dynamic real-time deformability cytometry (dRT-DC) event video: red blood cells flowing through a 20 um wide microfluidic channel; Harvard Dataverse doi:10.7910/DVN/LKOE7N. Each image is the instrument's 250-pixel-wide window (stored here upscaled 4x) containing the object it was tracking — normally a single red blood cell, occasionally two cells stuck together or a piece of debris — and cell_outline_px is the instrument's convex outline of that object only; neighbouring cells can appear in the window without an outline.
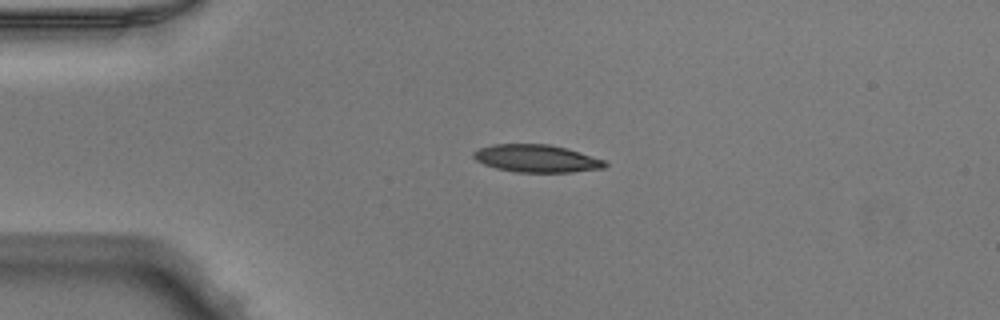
{"species": "Egyptian fruit bat (a non-hibernating species)", "species_latin": "Rousettus aegyptiacus", "temperature_condition": "warm", "stored_images_in_passage": 39, "camera_frame_rate_fps": 3000, "um_per_image_px": 0.085, "animal": {"sex": "male"}, "frame": {"image": 1, "passage_image": 1, "time_ms": 0.0, "image_size_px": [1000, 320], "cell_outline_px": [[608, 164], [604, 168], [572, 172], [516, 172], [496, 168], [484, 164], [476, 160], [472, 156], [472, 152], [480, 148], [492, 144], [548, 144], [568, 148], [604, 160]], "centroid_in_image_um": [45.6, 13.47], "position_along_channel_um": 39.4, "area_um2": 21.15}}
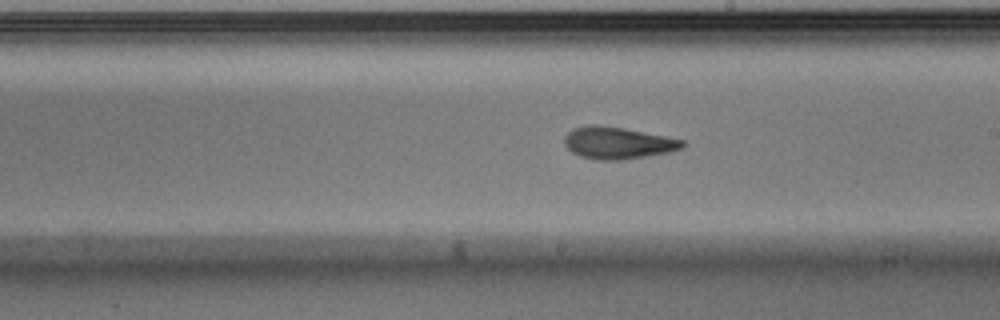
{"frame": {"image": 2, "passage_image": 18, "time_ms": 5.667, "image_size_px": [1000, 320], "cell_outline_px": [[688, 144], [684, 148], [668, 152], [624, 160], [596, 160], [580, 156], [572, 152], [564, 144], [564, 136], [572, 128], [588, 124], [600, 124], [624, 128], [684, 140]], "centroid_in_image_um": [52.5, 12.14], "position_along_channel_um": 236.5, "area_um2": 22.25}}
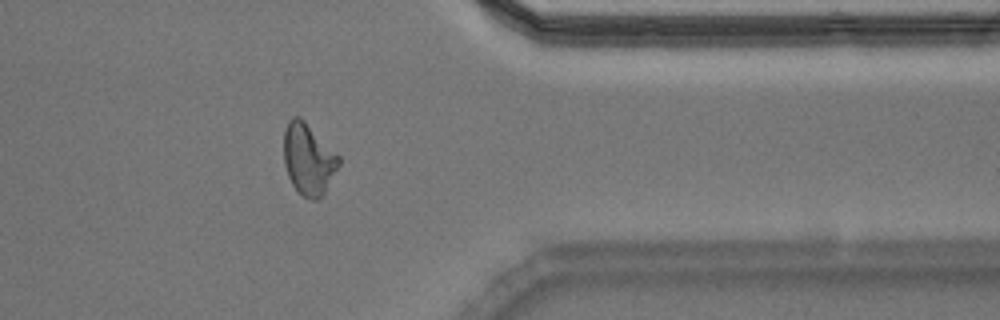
{"frame": {"image": 3, "passage_image": 30, "time_ms": 9.667, "image_size_px": [1000, 320], "cell_outline_px": [[340, 164], [324, 192], [316, 200], [312, 200], [304, 196], [292, 184], [288, 176], [284, 164], [284, 128], [288, 120], [292, 116], [300, 116], [340, 156]], "centroid_in_image_um": [26.2, 13.48], "position_along_channel_um": 385.2, "area_um2": 22.72}, "authors_computed_cell_mechanics": {"area_um2": 21.7906, "velocity_mm_per_s": 4.0065, "shape_relaxation_time_tau1_ms": 4.9909, "shape_relaxation_time_tau2_ms": 1.9318, "deformation_change_tau1": 0.1991, "deformation_change_tau2": 0.1023}}